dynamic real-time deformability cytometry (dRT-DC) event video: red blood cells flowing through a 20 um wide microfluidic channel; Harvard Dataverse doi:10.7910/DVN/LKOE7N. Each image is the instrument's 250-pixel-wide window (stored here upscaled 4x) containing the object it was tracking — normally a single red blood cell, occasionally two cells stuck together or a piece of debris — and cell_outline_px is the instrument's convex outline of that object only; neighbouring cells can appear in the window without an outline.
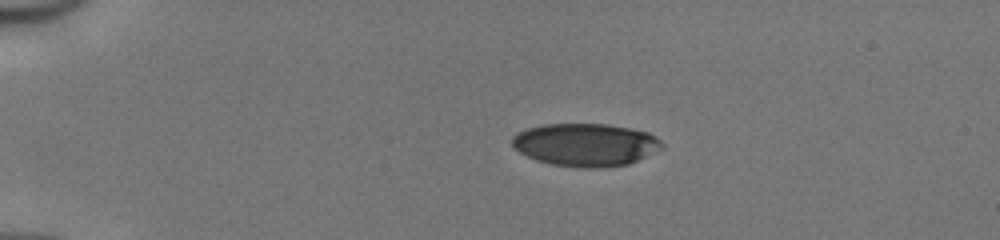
{"species": "human", "species_latin": "Homo sapiens", "temperature_condition": "cold", "stored_images_in_passage": 40, "camera_frame_rate_fps": 3000, "um_per_image_px": 0.085, "donor": {"sex": "male"}, "frame": {"image": 1, "passage_image": 1, "time_ms": 0.0, "image_size_px": [1000, 240], "cell_outline_px": [[664, 148], [628, 164], [596, 168], [580, 168], [552, 164], [536, 160], [520, 152], [512, 144], [512, 136], [528, 128], [540, 124], [608, 124], [632, 128], [648, 132], [656, 136], [664, 144]], "centroid_in_image_um": [49.81, 12.29], "position_along_channel_um": 35.2, "area_um2": 37.45}}
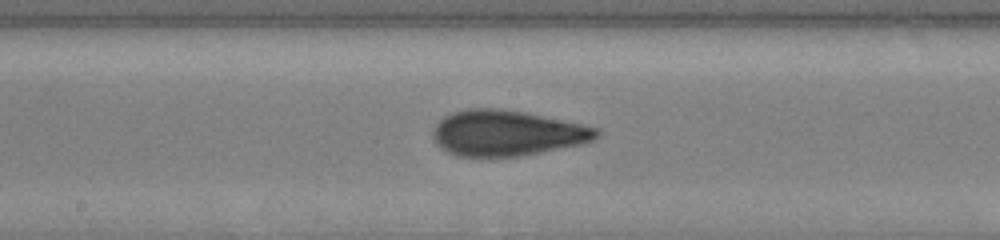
{"frame": {"image": 2, "passage_image": 18, "time_ms": 5.667, "image_size_px": [1000, 240], "cell_outline_px": [[600, 136], [592, 140], [580, 144], [516, 156], [456, 156], [440, 148], [436, 144], [432, 136], [432, 128], [444, 116], [452, 112], [468, 108], [500, 108], [528, 112], [584, 124], [600, 128]], "centroid_in_image_um": [43.07, 11.28], "position_along_channel_um": 205.1, "area_um2": 43.7}}
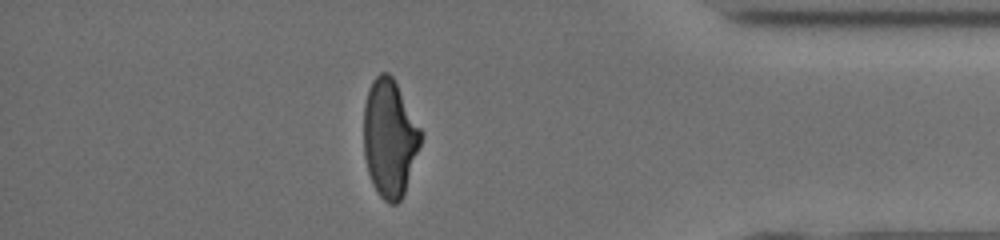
{"frame": {"image": 3, "passage_image": 34, "time_ms": 11.0, "image_size_px": [1000, 240], "cell_outline_px": [[424, 136], [404, 192], [400, 200], [396, 204], [388, 204], [380, 196], [372, 184], [368, 172], [364, 156], [364, 104], [368, 88], [372, 80], [380, 72], [388, 72], [392, 76], [424, 132]], "centroid_in_image_um": [33.13, 11.72], "position_along_channel_um": 402.1, "area_um2": 39.48}, "authors_computed_cell_mechanics": {"area_um2": 41.2981, "velocity_mm_per_s": 4.1849, "shape_relaxation_time_tau1_ms": 5.0226, "shape_relaxation_time_tau2_ms": 1.0738, "deformation_change_tau1": 0.1862, "deformation_change_tau2": 0.071}}